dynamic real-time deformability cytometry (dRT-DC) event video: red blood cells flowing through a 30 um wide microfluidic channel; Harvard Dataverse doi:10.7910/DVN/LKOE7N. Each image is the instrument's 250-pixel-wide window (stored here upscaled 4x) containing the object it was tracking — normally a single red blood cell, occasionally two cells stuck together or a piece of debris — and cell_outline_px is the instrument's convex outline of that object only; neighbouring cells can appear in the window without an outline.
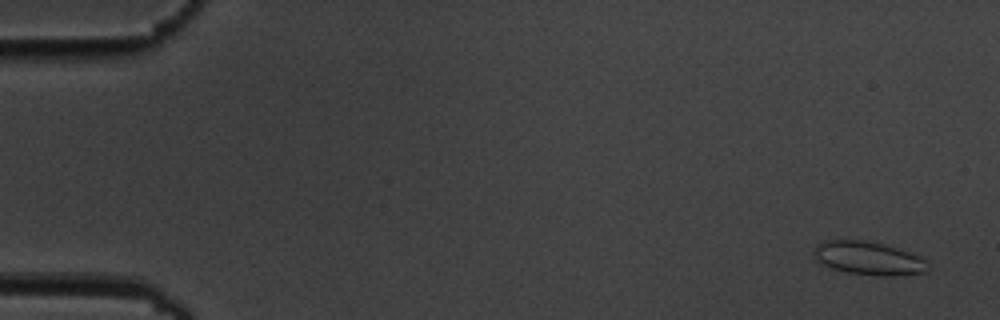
{"species": "common noctule bat (a hibernating species)", "species_latin": "Nyctalus noctula", "temperature_condition": "cold", "stored_images_in_passage": 7, "camera_frame_rate_fps": 3000, "um_per_image_px": 0.085, "animal": {"sex": "male", "body_mass_g": 19.5, "forearm_length_mm": 54.6}, "frame": {"image": 1, "passage_image": 1, "time_ms": 0.0, "image_size_px": [1000, 320], "cell_outline_px": [[928, 268], [924, 272], [888, 276], [880, 276], [848, 272], [832, 268], [816, 260], [816, 244], [824, 240], [864, 240], [896, 248], [920, 256], [924, 260]], "centroid_in_image_um": [73.8, 21.94], "position_along_channel_um": 11.2, "area_um2": 21.56}}
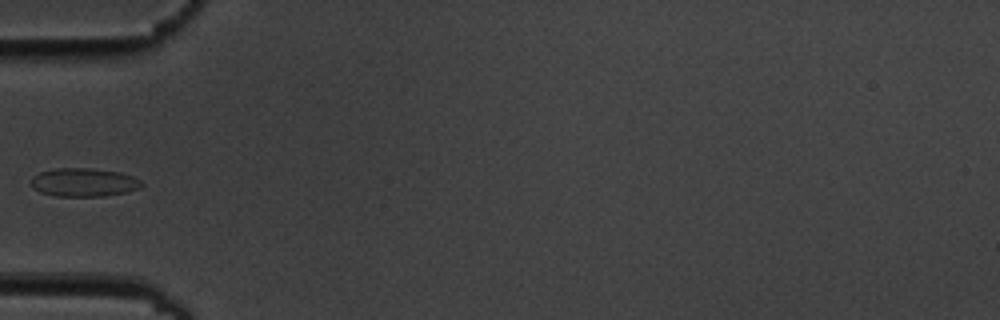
{"frame": {"image": 2, "passage_image": 5, "time_ms": 5.667, "image_size_px": [1000, 320], "cell_outline_px": [[144, 184], [140, 188], [128, 192], [104, 196], [56, 196], [40, 192], [32, 188], [28, 184], [32, 176], [40, 172], [56, 168], [88, 168], [120, 172], [132, 176], [140, 180]], "centroid_in_image_um": [7.09, 15.5], "position_along_channel_um": 77.9, "area_um2": 18.55}}
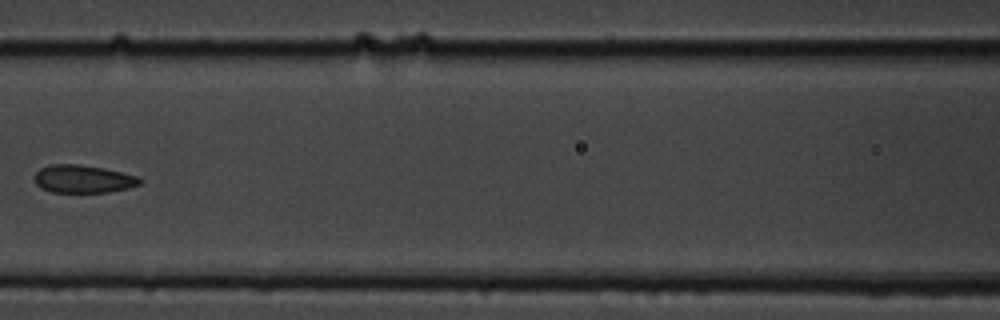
{"frame": {"image": 3, "passage_image": 7, "time_ms": 8.0, "image_size_px": [1000, 320], "cell_outline_px": [[144, 180], [140, 184], [128, 188], [108, 192], [52, 192], [40, 188], [36, 184], [32, 176], [40, 168], [52, 164], [80, 164], [104, 168], [136, 176]], "centroid_in_image_um": [7.03, 15.21], "position_along_channel_um": 159.6, "area_um2": 17.22}}